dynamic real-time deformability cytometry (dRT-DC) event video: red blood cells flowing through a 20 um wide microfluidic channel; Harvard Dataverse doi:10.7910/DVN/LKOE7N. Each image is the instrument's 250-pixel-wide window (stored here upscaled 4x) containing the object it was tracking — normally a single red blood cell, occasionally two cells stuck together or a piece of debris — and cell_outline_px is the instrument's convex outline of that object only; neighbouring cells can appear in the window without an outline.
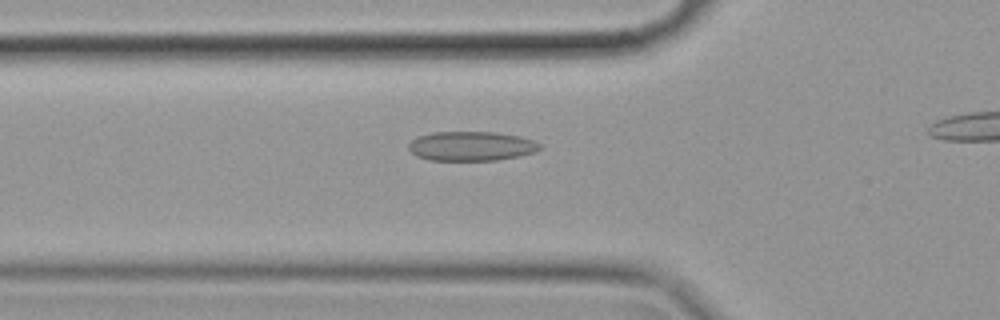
{"species": "common noctule bat (a hibernating species)", "species_latin": "Nyctalus noctula", "temperature_condition": "cold", "stored_images_in_passage": 42, "camera_frame_rate_fps": 3000, "um_per_image_px": 0.085, "animal": {"sex": "female", "body_mass_g": 19.9}, "frame": {"image": 1, "passage_image": 15, "time_ms": 4.667, "image_size_px": [1000, 320], "cell_outline_px": [[540, 148], [536, 152], [520, 156], [496, 160], [428, 160], [416, 156], [408, 148], [408, 144], [412, 140], [420, 136], [432, 132], [496, 132], [520, 136], [532, 140], [540, 144]], "centroid_in_image_um": [40.06, 12.42], "position_along_channel_um": 85.7, "area_um2": 22.48}}
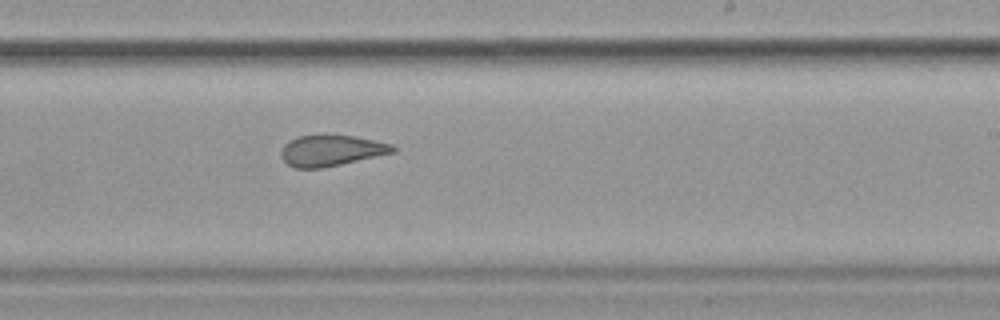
{"frame": {"image": 2, "passage_image": 30, "time_ms": 9.667, "image_size_px": [1000, 320], "cell_outline_px": [[396, 152], [324, 168], [296, 168], [288, 164], [280, 156], [280, 152], [284, 144], [296, 136], [324, 132], [356, 136], [392, 144], [396, 148]], "centroid_in_image_um": [28.14, 12.75], "position_along_channel_um": 260.9, "area_um2": 20.92}}
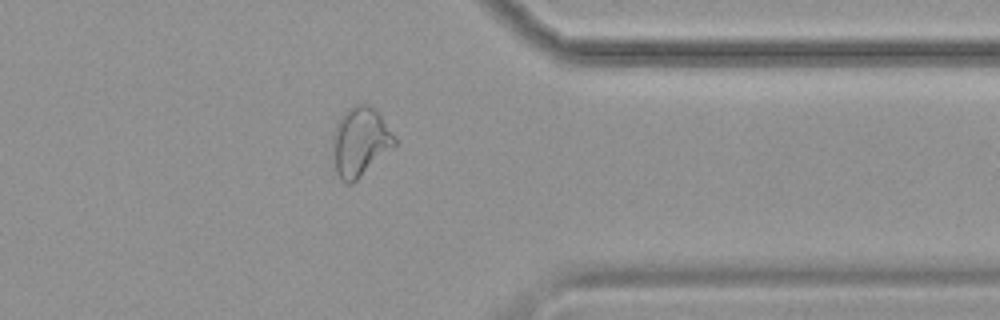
{"frame": {"image": 3, "passage_image": 41, "time_ms": 13.333, "image_size_px": [1000, 320], "cell_outline_px": [[396, 144], [352, 184], [344, 184], [340, 180], [336, 172], [332, 152], [332, 132], [340, 116], [348, 108], [360, 104], [368, 104], [380, 116], [396, 136]], "centroid_in_image_um": [30.57, 12.07], "position_along_channel_um": 380.8, "area_um2": 24.85}}